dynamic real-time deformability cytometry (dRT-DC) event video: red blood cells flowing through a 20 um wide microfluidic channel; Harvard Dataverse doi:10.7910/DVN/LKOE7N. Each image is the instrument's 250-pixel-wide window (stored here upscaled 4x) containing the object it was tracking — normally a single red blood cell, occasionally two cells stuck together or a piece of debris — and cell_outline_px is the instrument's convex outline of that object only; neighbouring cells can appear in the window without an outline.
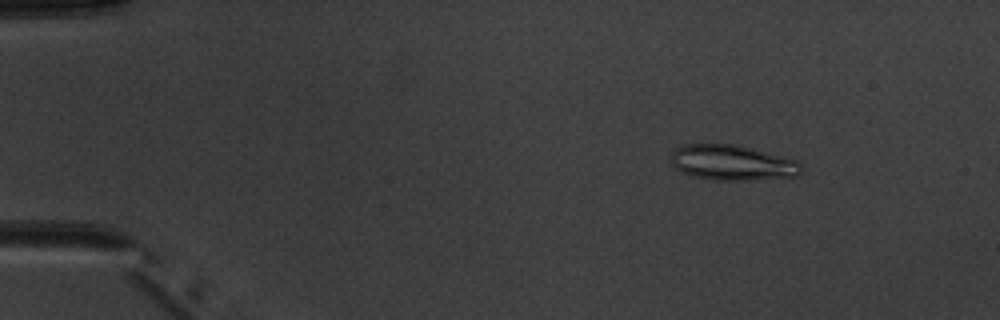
{"species": "common noctule bat (a hibernating species)", "species_latin": "Nyctalus noctula", "temperature_condition": "warm", "stored_images_in_passage": 7, "camera_frame_rate_fps": 3000, "um_per_image_px": 0.085, "animal": {"sex": "male", "body_mass_g": 20.1, "forearm_length_mm": 53.5}, "frame": {"image": 1, "passage_image": 2, "time_ms": 1.333, "image_size_px": [1000, 320], "cell_outline_px": [[804, 168], [796, 176], [756, 180], [712, 180], [692, 176], [680, 172], [668, 160], [672, 152], [676, 148], [684, 144], [736, 144], [796, 160]], "centroid_in_image_um": [62.2, 13.83], "position_along_channel_um": 22.8, "area_um2": 27.05}}
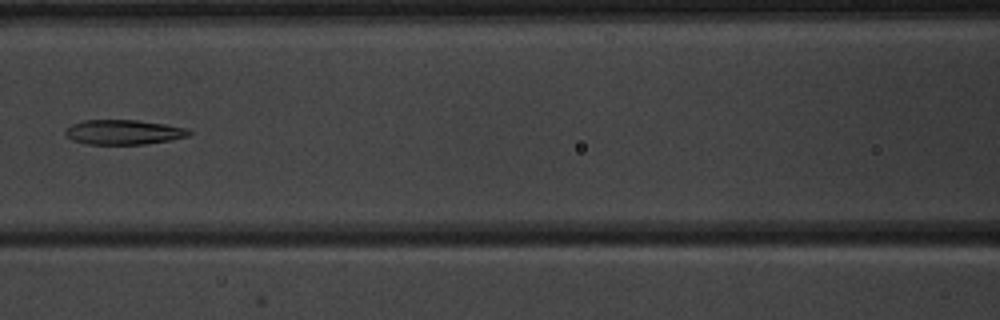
{"frame": {"image": 2, "passage_image": 7, "time_ms": 7.0, "image_size_px": [1000, 320], "cell_outline_px": [[192, 132], [188, 136], [172, 140], [148, 144], [84, 144], [72, 140], [64, 132], [72, 124], [84, 120], [136, 120], [164, 124], [188, 128]], "centroid_in_image_um": [10.53, 11.24], "position_along_channel_um": 156.1, "area_um2": 17.86}}